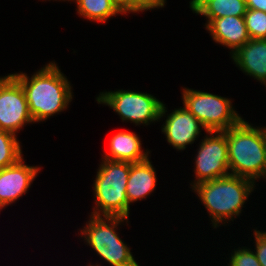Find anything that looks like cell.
I'll return each instance as SVG.
<instances>
[{
    "instance_id": "17",
    "label": "cell",
    "mask_w": 266,
    "mask_h": 266,
    "mask_svg": "<svg viewBox=\"0 0 266 266\" xmlns=\"http://www.w3.org/2000/svg\"><path fill=\"white\" fill-rule=\"evenodd\" d=\"M77 4L79 15L91 21L104 23L116 14H125L116 0H71Z\"/></svg>"
},
{
    "instance_id": "6",
    "label": "cell",
    "mask_w": 266,
    "mask_h": 266,
    "mask_svg": "<svg viewBox=\"0 0 266 266\" xmlns=\"http://www.w3.org/2000/svg\"><path fill=\"white\" fill-rule=\"evenodd\" d=\"M182 95L184 107L207 131H225L243 119L228 98L187 88H183Z\"/></svg>"
},
{
    "instance_id": "23",
    "label": "cell",
    "mask_w": 266,
    "mask_h": 266,
    "mask_svg": "<svg viewBox=\"0 0 266 266\" xmlns=\"http://www.w3.org/2000/svg\"><path fill=\"white\" fill-rule=\"evenodd\" d=\"M247 9L266 12V0H246Z\"/></svg>"
},
{
    "instance_id": "18",
    "label": "cell",
    "mask_w": 266,
    "mask_h": 266,
    "mask_svg": "<svg viewBox=\"0 0 266 266\" xmlns=\"http://www.w3.org/2000/svg\"><path fill=\"white\" fill-rule=\"evenodd\" d=\"M20 158L22 150L16 135L0 130V169L15 164Z\"/></svg>"
},
{
    "instance_id": "7",
    "label": "cell",
    "mask_w": 266,
    "mask_h": 266,
    "mask_svg": "<svg viewBox=\"0 0 266 266\" xmlns=\"http://www.w3.org/2000/svg\"><path fill=\"white\" fill-rule=\"evenodd\" d=\"M98 104L111 107L123 121L137 125L158 121L167 112L165 104L153 95L130 90L102 92L96 98Z\"/></svg>"
},
{
    "instance_id": "2",
    "label": "cell",
    "mask_w": 266,
    "mask_h": 266,
    "mask_svg": "<svg viewBox=\"0 0 266 266\" xmlns=\"http://www.w3.org/2000/svg\"><path fill=\"white\" fill-rule=\"evenodd\" d=\"M231 175L252 180L265 177L266 127H253L242 119L225 130Z\"/></svg>"
},
{
    "instance_id": "8",
    "label": "cell",
    "mask_w": 266,
    "mask_h": 266,
    "mask_svg": "<svg viewBox=\"0 0 266 266\" xmlns=\"http://www.w3.org/2000/svg\"><path fill=\"white\" fill-rule=\"evenodd\" d=\"M195 158V176L192 188L206 181L230 175L228 144L225 131H207Z\"/></svg>"
},
{
    "instance_id": "10",
    "label": "cell",
    "mask_w": 266,
    "mask_h": 266,
    "mask_svg": "<svg viewBox=\"0 0 266 266\" xmlns=\"http://www.w3.org/2000/svg\"><path fill=\"white\" fill-rule=\"evenodd\" d=\"M23 161L22 157L15 164L0 169V210L26 194L40 170Z\"/></svg>"
},
{
    "instance_id": "1",
    "label": "cell",
    "mask_w": 266,
    "mask_h": 266,
    "mask_svg": "<svg viewBox=\"0 0 266 266\" xmlns=\"http://www.w3.org/2000/svg\"><path fill=\"white\" fill-rule=\"evenodd\" d=\"M22 86L34 122L44 121L67 109L72 101L70 82L57 64L48 63L31 78L25 73L11 74Z\"/></svg>"
},
{
    "instance_id": "22",
    "label": "cell",
    "mask_w": 266,
    "mask_h": 266,
    "mask_svg": "<svg viewBox=\"0 0 266 266\" xmlns=\"http://www.w3.org/2000/svg\"><path fill=\"white\" fill-rule=\"evenodd\" d=\"M256 252L254 253L261 266H266V232L254 230Z\"/></svg>"
},
{
    "instance_id": "19",
    "label": "cell",
    "mask_w": 266,
    "mask_h": 266,
    "mask_svg": "<svg viewBox=\"0 0 266 266\" xmlns=\"http://www.w3.org/2000/svg\"><path fill=\"white\" fill-rule=\"evenodd\" d=\"M244 20L250 39H266V12L247 9Z\"/></svg>"
},
{
    "instance_id": "11",
    "label": "cell",
    "mask_w": 266,
    "mask_h": 266,
    "mask_svg": "<svg viewBox=\"0 0 266 266\" xmlns=\"http://www.w3.org/2000/svg\"><path fill=\"white\" fill-rule=\"evenodd\" d=\"M163 125L162 132L168 143L181 151L186 145L194 143L201 127L207 132L202 123L185 107L170 113Z\"/></svg>"
},
{
    "instance_id": "13",
    "label": "cell",
    "mask_w": 266,
    "mask_h": 266,
    "mask_svg": "<svg viewBox=\"0 0 266 266\" xmlns=\"http://www.w3.org/2000/svg\"><path fill=\"white\" fill-rule=\"evenodd\" d=\"M231 57L240 70L266 86V39H250Z\"/></svg>"
},
{
    "instance_id": "20",
    "label": "cell",
    "mask_w": 266,
    "mask_h": 266,
    "mask_svg": "<svg viewBox=\"0 0 266 266\" xmlns=\"http://www.w3.org/2000/svg\"><path fill=\"white\" fill-rule=\"evenodd\" d=\"M228 266H261L255 253L246 247L234 250Z\"/></svg>"
},
{
    "instance_id": "12",
    "label": "cell",
    "mask_w": 266,
    "mask_h": 266,
    "mask_svg": "<svg viewBox=\"0 0 266 266\" xmlns=\"http://www.w3.org/2000/svg\"><path fill=\"white\" fill-rule=\"evenodd\" d=\"M206 29L215 42L231 49V54L250 40L244 16H225L213 19Z\"/></svg>"
},
{
    "instance_id": "9",
    "label": "cell",
    "mask_w": 266,
    "mask_h": 266,
    "mask_svg": "<svg viewBox=\"0 0 266 266\" xmlns=\"http://www.w3.org/2000/svg\"><path fill=\"white\" fill-rule=\"evenodd\" d=\"M26 123L34 120L21 84L11 74L0 77V130L16 135Z\"/></svg>"
},
{
    "instance_id": "24",
    "label": "cell",
    "mask_w": 266,
    "mask_h": 266,
    "mask_svg": "<svg viewBox=\"0 0 266 266\" xmlns=\"http://www.w3.org/2000/svg\"><path fill=\"white\" fill-rule=\"evenodd\" d=\"M121 6H122V9L125 13V0H116Z\"/></svg>"
},
{
    "instance_id": "3",
    "label": "cell",
    "mask_w": 266,
    "mask_h": 266,
    "mask_svg": "<svg viewBox=\"0 0 266 266\" xmlns=\"http://www.w3.org/2000/svg\"><path fill=\"white\" fill-rule=\"evenodd\" d=\"M254 182L235 175L201 182L192 189L209 212L214 228L223 221L239 216L248 196L254 189Z\"/></svg>"
},
{
    "instance_id": "14",
    "label": "cell",
    "mask_w": 266,
    "mask_h": 266,
    "mask_svg": "<svg viewBox=\"0 0 266 266\" xmlns=\"http://www.w3.org/2000/svg\"><path fill=\"white\" fill-rule=\"evenodd\" d=\"M156 180V171L149 158L141 162L131 163L126 187L129 204L149 196L156 188Z\"/></svg>"
},
{
    "instance_id": "4",
    "label": "cell",
    "mask_w": 266,
    "mask_h": 266,
    "mask_svg": "<svg viewBox=\"0 0 266 266\" xmlns=\"http://www.w3.org/2000/svg\"><path fill=\"white\" fill-rule=\"evenodd\" d=\"M130 162L103 159L94 180L96 207L93 215L129 217L130 205L126 187Z\"/></svg>"
},
{
    "instance_id": "5",
    "label": "cell",
    "mask_w": 266,
    "mask_h": 266,
    "mask_svg": "<svg viewBox=\"0 0 266 266\" xmlns=\"http://www.w3.org/2000/svg\"><path fill=\"white\" fill-rule=\"evenodd\" d=\"M103 217L91 214L86 227L80 232L84 240L111 266H140L130 248L116 232L117 226L124 220L128 222V219L118 216Z\"/></svg>"
},
{
    "instance_id": "16",
    "label": "cell",
    "mask_w": 266,
    "mask_h": 266,
    "mask_svg": "<svg viewBox=\"0 0 266 266\" xmlns=\"http://www.w3.org/2000/svg\"><path fill=\"white\" fill-rule=\"evenodd\" d=\"M190 8L208 18L205 26L213 19L225 16L242 17L247 11L246 0H191Z\"/></svg>"
},
{
    "instance_id": "21",
    "label": "cell",
    "mask_w": 266,
    "mask_h": 266,
    "mask_svg": "<svg viewBox=\"0 0 266 266\" xmlns=\"http://www.w3.org/2000/svg\"><path fill=\"white\" fill-rule=\"evenodd\" d=\"M166 0H125V14L164 7Z\"/></svg>"
},
{
    "instance_id": "15",
    "label": "cell",
    "mask_w": 266,
    "mask_h": 266,
    "mask_svg": "<svg viewBox=\"0 0 266 266\" xmlns=\"http://www.w3.org/2000/svg\"><path fill=\"white\" fill-rule=\"evenodd\" d=\"M110 149L102 159L137 163L149 158L148 151L143 152L141 140L133 132L120 131L110 139Z\"/></svg>"
}]
</instances>
